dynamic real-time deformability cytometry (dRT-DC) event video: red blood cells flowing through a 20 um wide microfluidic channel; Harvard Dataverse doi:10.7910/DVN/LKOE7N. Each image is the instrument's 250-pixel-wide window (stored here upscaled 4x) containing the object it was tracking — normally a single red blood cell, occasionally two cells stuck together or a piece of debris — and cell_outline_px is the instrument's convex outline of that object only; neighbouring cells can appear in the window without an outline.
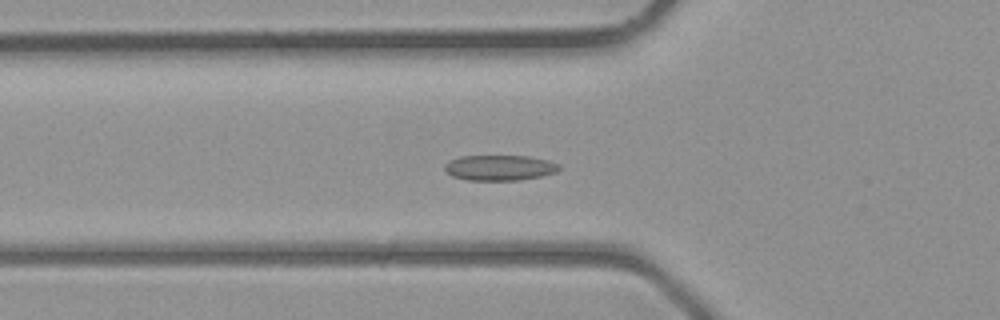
{"species": "common noctule bat (a hibernating species)", "species_latin": "Nyctalus noctula", "temperature_condition": "room temperature", "stored_images_in_passage": 34, "camera_frame_rate_fps": 3000, "um_per_image_px": 0.085, "animal": {"sex": "male", "body_mass_g": 23.1, "forearm_length_mm": 52.7}, "frame": {"image": 1, "passage_image": 6, "time_ms": 1.667, "image_size_px": [1000, 320], "cell_outline_px": [[560, 168], [556, 172], [540, 176], [520, 180], [468, 180], [452, 176], [444, 168], [444, 164], [460, 156], [528, 156], [548, 160], [560, 164]], "centroid_in_image_um": [42.49, 14.25], "position_along_channel_um": 83.3, "area_um2": 16.88}}
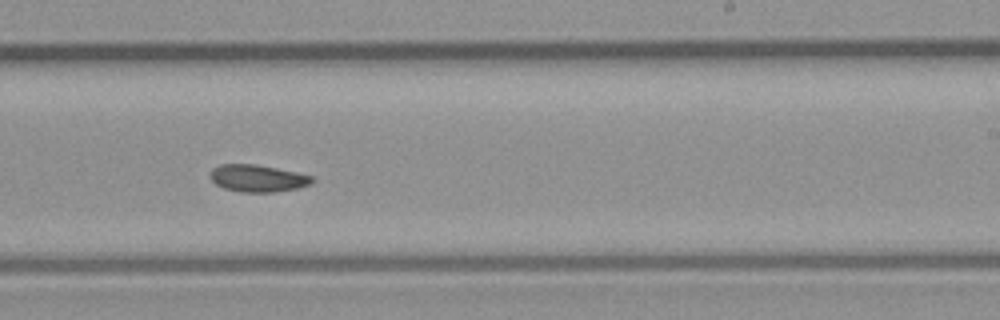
{"frame": {"image": 2, "passage_image": 17, "time_ms": 5.333, "image_size_px": [1000, 320], "cell_outline_px": [[312, 184], [296, 188], [276, 192], [240, 192], [224, 188], [216, 184], [208, 176], [212, 168], [220, 164], [256, 164], [296, 172], [312, 176]], "centroid_in_image_um": [21.86, 15.15], "position_along_channel_um": 267.1, "area_um2": 16.13}}
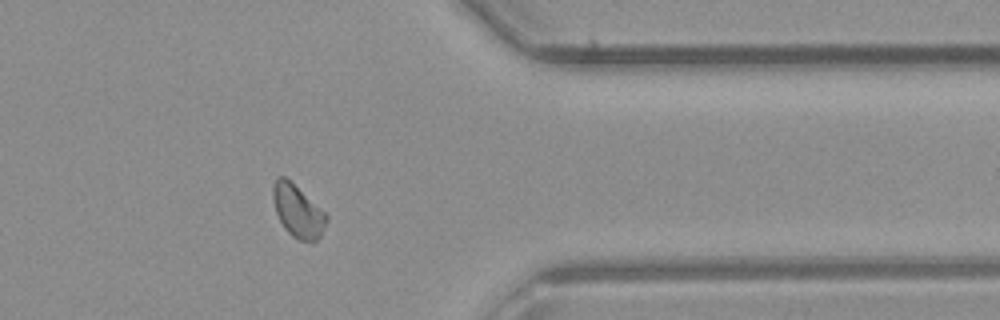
{"frame": {"image": 3, "passage_image": 25, "time_ms": 8.0, "image_size_px": [1000, 320], "cell_outline_px": [[328, 220], [320, 236], [316, 240], [300, 240], [292, 236], [284, 228], [276, 212], [272, 196], [272, 184], [276, 176], [284, 176], [324, 212], [328, 216]], "centroid_in_image_um": [25.28, 17.93], "position_along_channel_um": 386.1, "area_um2": 15.95}}